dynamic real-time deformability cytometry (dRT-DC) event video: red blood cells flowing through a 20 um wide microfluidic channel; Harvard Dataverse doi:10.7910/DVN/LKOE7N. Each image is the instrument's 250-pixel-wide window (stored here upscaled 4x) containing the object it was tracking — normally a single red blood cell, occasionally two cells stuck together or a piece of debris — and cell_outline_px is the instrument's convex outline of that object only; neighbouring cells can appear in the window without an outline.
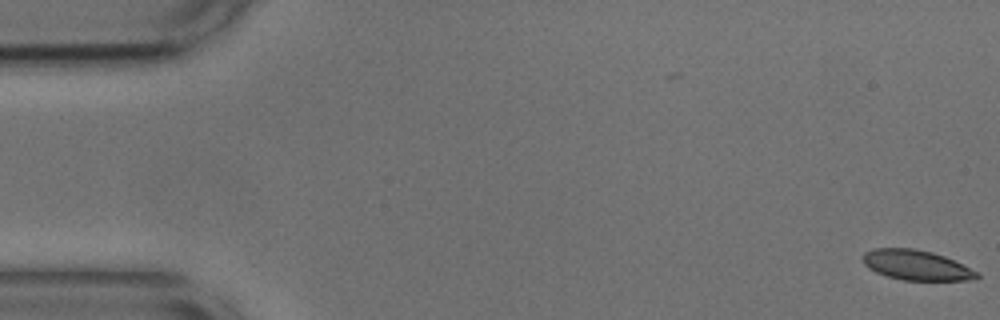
{"species": "common noctule bat (a hibernating species)", "species_latin": "Nyctalus noctula", "temperature_condition": "cold", "stored_images_in_passage": 2, "camera_frame_rate_fps": 3000, "um_per_image_px": 0.085, "animal": {"sex": "male", "body_mass_g": 17.9, "forearm_length_mm": 54.2}, "frame": {"image": 1, "passage_image": 2, "time_ms": 0.333, "image_size_px": [1000, 320], "cell_outline_px": [[980, 276], [976, 280], [904, 280], [888, 276], [876, 272], [868, 268], [864, 264], [860, 256], [864, 252], [872, 248], [912, 248], [932, 252], [944, 256], [980, 272]], "centroid_in_image_um": [77.88, 22.53], "position_along_channel_um": 7.1, "area_um2": 20.11}}